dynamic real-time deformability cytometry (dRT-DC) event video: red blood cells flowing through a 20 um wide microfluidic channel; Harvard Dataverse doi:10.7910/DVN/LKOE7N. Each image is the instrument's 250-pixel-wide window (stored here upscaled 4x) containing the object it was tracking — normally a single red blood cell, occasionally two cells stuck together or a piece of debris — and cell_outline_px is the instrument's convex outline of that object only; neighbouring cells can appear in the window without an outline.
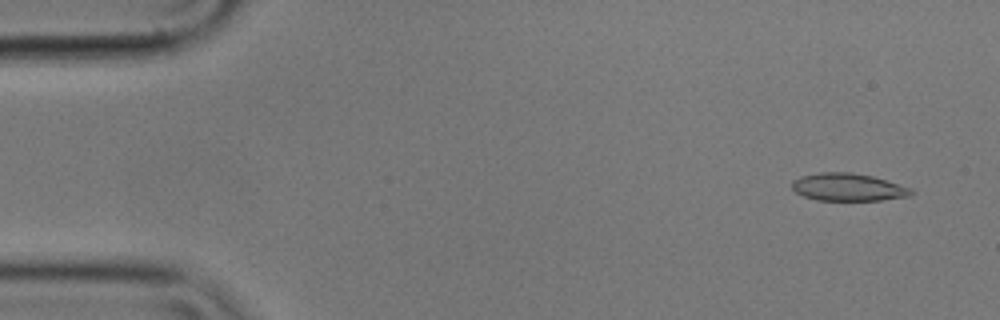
{"species": "common noctule bat (a hibernating species)", "species_latin": "Nyctalus noctula", "temperature_condition": "cold", "stored_images_in_passage": 25, "camera_frame_rate_fps": 3000, "um_per_image_px": 0.085, "animal": {"sex": "male", "body_mass_g": 17.9}, "frame": {"image": 1, "passage_image": 3, "time_ms": 0.667, "image_size_px": [1000, 320], "cell_outline_px": [[916, 192], [912, 196], [880, 200], [816, 200], [804, 196], [796, 192], [792, 188], [792, 180], [800, 176], [820, 172], [852, 172], [872, 176], [912, 188]], "centroid_in_image_um": [72.11, 15.91], "position_along_channel_um": 12.9, "area_um2": 19.31}}
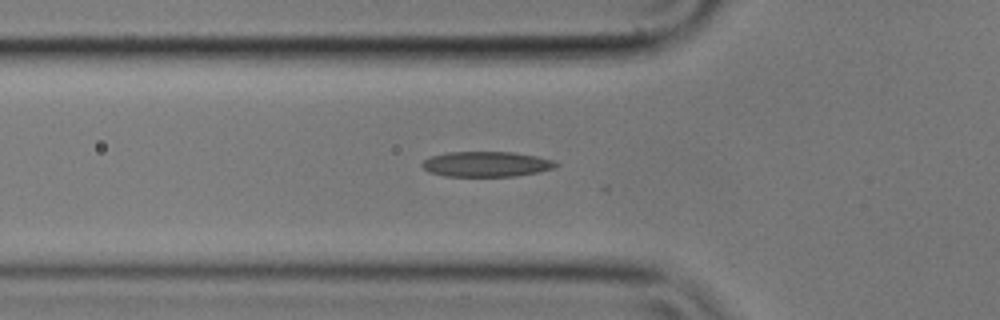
{"frame": {"image": 2, "passage_image": 18, "time_ms": 5.667, "image_size_px": [1000, 320], "cell_outline_px": [[560, 164], [556, 168], [516, 176], [444, 176], [428, 172], [420, 164], [424, 160], [432, 156], [444, 152], [512, 152], [536, 156], [556, 160]], "centroid_in_image_um": [41.36, 13.95], "position_along_channel_um": 84.4, "area_um2": 19.83}}
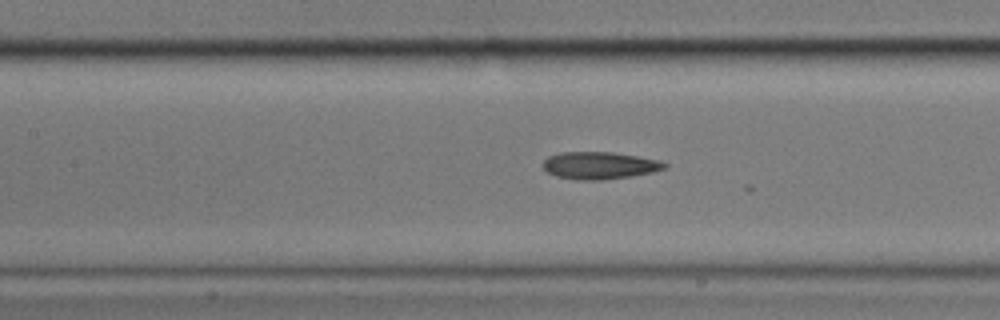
{"frame": {"image": 3, "passage_image": 24, "time_ms": 7.667, "image_size_px": [1000, 320], "cell_outline_px": [[668, 164], [664, 168], [652, 172], [632, 176], [600, 180], [576, 180], [556, 176], [548, 172], [544, 168], [544, 160], [548, 156], [560, 152], [612, 152], [660, 160]], "centroid_in_image_um": [50.95, 14.06], "position_along_channel_um": 156.5, "area_um2": 19.25}}